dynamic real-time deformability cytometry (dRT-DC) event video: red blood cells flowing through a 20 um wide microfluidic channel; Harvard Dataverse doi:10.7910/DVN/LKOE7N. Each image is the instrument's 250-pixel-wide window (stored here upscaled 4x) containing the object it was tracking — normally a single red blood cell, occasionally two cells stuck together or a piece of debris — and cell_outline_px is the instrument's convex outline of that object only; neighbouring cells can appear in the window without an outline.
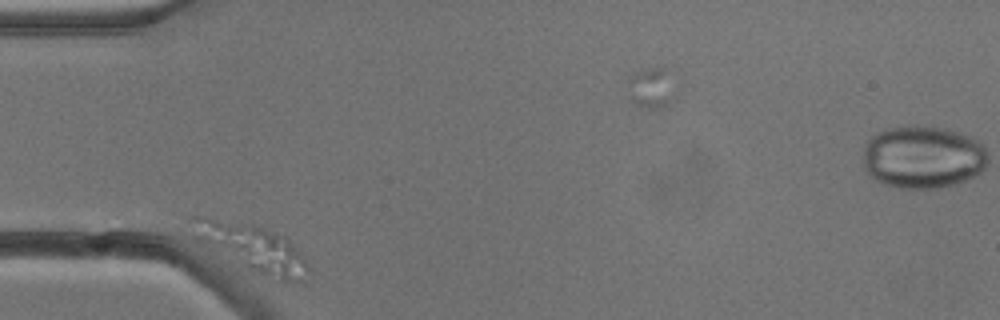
{"species": "common noctule bat (a hibernating species)", "species_latin": "Nyctalus noctula", "temperature_condition": "cold", "stored_images_in_passage": 4, "camera_frame_rate_fps": 3000, "um_per_image_px": 0.085, "animal": {"sex": "male", "body_mass_g": 13.3}, "frame": {"image": 1, "passage_image": 2, "time_ms": 1.0, "image_size_px": [1000, 320], "cell_outline_px": [[308, 272], [304, 284], [280, 280], [252, 272], [196, 240], [188, 220], [188, 216], [212, 216], [252, 224], [264, 228], [288, 240], [304, 256], [308, 264]], "centroid_in_image_um": [21.38, 21.05], "position_along_channel_um": 63.6, "area_um2": 32.25}}